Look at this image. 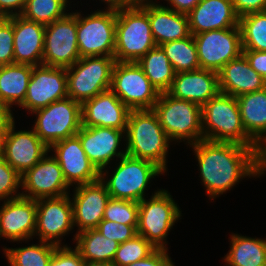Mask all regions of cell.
<instances>
[{"label": "cell", "mask_w": 266, "mask_h": 266, "mask_svg": "<svg viewBox=\"0 0 266 266\" xmlns=\"http://www.w3.org/2000/svg\"><path fill=\"white\" fill-rule=\"evenodd\" d=\"M190 147L198 161L201 185H204L209 200L227 193L245 177L256 178L253 147L204 139Z\"/></svg>", "instance_id": "6da1fadb"}, {"label": "cell", "mask_w": 266, "mask_h": 266, "mask_svg": "<svg viewBox=\"0 0 266 266\" xmlns=\"http://www.w3.org/2000/svg\"><path fill=\"white\" fill-rule=\"evenodd\" d=\"M125 140L127 155L150 161L167 171L171 141L153 109L130 111Z\"/></svg>", "instance_id": "7a4b0ae2"}, {"label": "cell", "mask_w": 266, "mask_h": 266, "mask_svg": "<svg viewBox=\"0 0 266 266\" xmlns=\"http://www.w3.org/2000/svg\"><path fill=\"white\" fill-rule=\"evenodd\" d=\"M202 133L204 140L254 145L242 125L237 98L222 92L202 106Z\"/></svg>", "instance_id": "3957f363"}, {"label": "cell", "mask_w": 266, "mask_h": 266, "mask_svg": "<svg viewBox=\"0 0 266 266\" xmlns=\"http://www.w3.org/2000/svg\"><path fill=\"white\" fill-rule=\"evenodd\" d=\"M117 161L111 175L108 171L110 166L100 172V180L112 198L140 202L145 198L152 179L165 174L156 164L127 154Z\"/></svg>", "instance_id": "277c9868"}, {"label": "cell", "mask_w": 266, "mask_h": 266, "mask_svg": "<svg viewBox=\"0 0 266 266\" xmlns=\"http://www.w3.org/2000/svg\"><path fill=\"white\" fill-rule=\"evenodd\" d=\"M156 46L148 14L139 5L116 9L114 59L117 62H137Z\"/></svg>", "instance_id": "5b68a950"}, {"label": "cell", "mask_w": 266, "mask_h": 266, "mask_svg": "<svg viewBox=\"0 0 266 266\" xmlns=\"http://www.w3.org/2000/svg\"><path fill=\"white\" fill-rule=\"evenodd\" d=\"M159 123L169 137L174 141L193 145L203 140L202 106L197 103L178 99L168 92L160 93L153 107Z\"/></svg>", "instance_id": "8992f818"}, {"label": "cell", "mask_w": 266, "mask_h": 266, "mask_svg": "<svg viewBox=\"0 0 266 266\" xmlns=\"http://www.w3.org/2000/svg\"><path fill=\"white\" fill-rule=\"evenodd\" d=\"M139 203L137 234L156 249H167V236L181 218V209L166 189H158Z\"/></svg>", "instance_id": "52a82bcc"}, {"label": "cell", "mask_w": 266, "mask_h": 266, "mask_svg": "<svg viewBox=\"0 0 266 266\" xmlns=\"http://www.w3.org/2000/svg\"><path fill=\"white\" fill-rule=\"evenodd\" d=\"M114 56L82 57L66 68L68 97L81 104L111 88Z\"/></svg>", "instance_id": "ba28073f"}, {"label": "cell", "mask_w": 266, "mask_h": 266, "mask_svg": "<svg viewBox=\"0 0 266 266\" xmlns=\"http://www.w3.org/2000/svg\"><path fill=\"white\" fill-rule=\"evenodd\" d=\"M106 9H97L91 14H86L87 16L77 11V43L80 58L114 56L116 9Z\"/></svg>", "instance_id": "9c48e42d"}, {"label": "cell", "mask_w": 266, "mask_h": 266, "mask_svg": "<svg viewBox=\"0 0 266 266\" xmlns=\"http://www.w3.org/2000/svg\"><path fill=\"white\" fill-rule=\"evenodd\" d=\"M29 114L36 115L32 128L48 147L76 136L82 126L81 103L69 97Z\"/></svg>", "instance_id": "30bf717a"}, {"label": "cell", "mask_w": 266, "mask_h": 266, "mask_svg": "<svg viewBox=\"0 0 266 266\" xmlns=\"http://www.w3.org/2000/svg\"><path fill=\"white\" fill-rule=\"evenodd\" d=\"M110 90L130 109H153L160 93L137 62H117Z\"/></svg>", "instance_id": "8fae6325"}, {"label": "cell", "mask_w": 266, "mask_h": 266, "mask_svg": "<svg viewBox=\"0 0 266 266\" xmlns=\"http://www.w3.org/2000/svg\"><path fill=\"white\" fill-rule=\"evenodd\" d=\"M80 59L77 43V10L45 25L42 64L68 68Z\"/></svg>", "instance_id": "7c38bea8"}, {"label": "cell", "mask_w": 266, "mask_h": 266, "mask_svg": "<svg viewBox=\"0 0 266 266\" xmlns=\"http://www.w3.org/2000/svg\"><path fill=\"white\" fill-rule=\"evenodd\" d=\"M200 69L218 73L243 53L240 27L205 31L193 35Z\"/></svg>", "instance_id": "4fadbf2b"}, {"label": "cell", "mask_w": 266, "mask_h": 266, "mask_svg": "<svg viewBox=\"0 0 266 266\" xmlns=\"http://www.w3.org/2000/svg\"><path fill=\"white\" fill-rule=\"evenodd\" d=\"M70 193L61 197L36 200L35 236L38 241L62 246V238L74 230Z\"/></svg>", "instance_id": "5bb4252c"}, {"label": "cell", "mask_w": 266, "mask_h": 266, "mask_svg": "<svg viewBox=\"0 0 266 266\" xmlns=\"http://www.w3.org/2000/svg\"><path fill=\"white\" fill-rule=\"evenodd\" d=\"M68 97L66 68L46 65L33 66L23 110L33 111Z\"/></svg>", "instance_id": "9a60e30c"}, {"label": "cell", "mask_w": 266, "mask_h": 266, "mask_svg": "<svg viewBox=\"0 0 266 266\" xmlns=\"http://www.w3.org/2000/svg\"><path fill=\"white\" fill-rule=\"evenodd\" d=\"M46 154L37 164L21 175L22 197L39 200L70 193L57 160ZM69 190V191H68Z\"/></svg>", "instance_id": "2e32d148"}, {"label": "cell", "mask_w": 266, "mask_h": 266, "mask_svg": "<svg viewBox=\"0 0 266 266\" xmlns=\"http://www.w3.org/2000/svg\"><path fill=\"white\" fill-rule=\"evenodd\" d=\"M15 129V119H13L5 130L1 155L22 175L49 153V147L33 128L20 131Z\"/></svg>", "instance_id": "e0dca14e"}, {"label": "cell", "mask_w": 266, "mask_h": 266, "mask_svg": "<svg viewBox=\"0 0 266 266\" xmlns=\"http://www.w3.org/2000/svg\"><path fill=\"white\" fill-rule=\"evenodd\" d=\"M125 131L108 127L81 126L76 136L90 162L101 172L114 163L112 161L115 158L119 160L126 154L125 147L121 149L122 143L126 141Z\"/></svg>", "instance_id": "ac0fdd59"}, {"label": "cell", "mask_w": 266, "mask_h": 266, "mask_svg": "<svg viewBox=\"0 0 266 266\" xmlns=\"http://www.w3.org/2000/svg\"><path fill=\"white\" fill-rule=\"evenodd\" d=\"M59 163L69 186L92 183L100 179V172L90 162L77 136L55 142L49 152Z\"/></svg>", "instance_id": "d6986e66"}, {"label": "cell", "mask_w": 266, "mask_h": 266, "mask_svg": "<svg viewBox=\"0 0 266 266\" xmlns=\"http://www.w3.org/2000/svg\"><path fill=\"white\" fill-rule=\"evenodd\" d=\"M73 189L71 203L74 227H78L76 233L97 228L110 199L106 185L99 179Z\"/></svg>", "instance_id": "ffe728a7"}, {"label": "cell", "mask_w": 266, "mask_h": 266, "mask_svg": "<svg viewBox=\"0 0 266 266\" xmlns=\"http://www.w3.org/2000/svg\"><path fill=\"white\" fill-rule=\"evenodd\" d=\"M36 200L18 197L0 206V238L11 242L30 241L35 237Z\"/></svg>", "instance_id": "44dd1931"}, {"label": "cell", "mask_w": 266, "mask_h": 266, "mask_svg": "<svg viewBox=\"0 0 266 266\" xmlns=\"http://www.w3.org/2000/svg\"><path fill=\"white\" fill-rule=\"evenodd\" d=\"M130 111L109 89L81 104L82 126L126 130Z\"/></svg>", "instance_id": "7402d4cb"}, {"label": "cell", "mask_w": 266, "mask_h": 266, "mask_svg": "<svg viewBox=\"0 0 266 266\" xmlns=\"http://www.w3.org/2000/svg\"><path fill=\"white\" fill-rule=\"evenodd\" d=\"M187 15L192 35L239 26L232 0H201Z\"/></svg>", "instance_id": "603a6c76"}, {"label": "cell", "mask_w": 266, "mask_h": 266, "mask_svg": "<svg viewBox=\"0 0 266 266\" xmlns=\"http://www.w3.org/2000/svg\"><path fill=\"white\" fill-rule=\"evenodd\" d=\"M220 92L218 73L198 69L175 74L168 93L175 98L203 106Z\"/></svg>", "instance_id": "cb8c5ba5"}, {"label": "cell", "mask_w": 266, "mask_h": 266, "mask_svg": "<svg viewBox=\"0 0 266 266\" xmlns=\"http://www.w3.org/2000/svg\"><path fill=\"white\" fill-rule=\"evenodd\" d=\"M45 25L14 16V64L42 65Z\"/></svg>", "instance_id": "d4e9b609"}, {"label": "cell", "mask_w": 266, "mask_h": 266, "mask_svg": "<svg viewBox=\"0 0 266 266\" xmlns=\"http://www.w3.org/2000/svg\"><path fill=\"white\" fill-rule=\"evenodd\" d=\"M139 6L148 14L152 35L157 46L191 35L187 14L178 13L158 2Z\"/></svg>", "instance_id": "484cf974"}, {"label": "cell", "mask_w": 266, "mask_h": 266, "mask_svg": "<svg viewBox=\"0 0 266 266\" xmlns=\"http://www.w3.org/2000/svg\"><path fill=\"white\" fill-rule=\"evenodd\" d=\"M218 80L220 92L236 98L266 88L265 79L250 66L243 53L218 72Z\"/></svg>", "instance_id": "4316f807"}, {"label": "cell", "mask_w": 266, "mask_h": 266, "mask_svg": "<svg viewBox=\"0 0 266 266\" xmlns=\"http://www.w3.org/2000/svg\"><path fill=\"white\" fill-rule=\"evenodd\" d=\"M33 66L28 64L3 65L0 69V100L9 108L20 106L26 96Z\"/></svg>", "instance_id": "83f0119b"}, {"label": "cell", "mask_w": 266, "mask_h": 266, "mask_svg": "<svg viewBox=\"0 0 266 266\" xmlns=\"http://www.w3.org/2000/svg\"><path fill=\"white\" fill-rule=\"evenodd\" d=\"M230 250L223 260L226 266H266V238L231 233Z\"/></svg>", "instance_id": "f1b7e54d"}, {"label": "cell", "mask_w": 266, "mask_h": 266, "mask_svg": "<svg viewBox=\"0 0 266 266\" xmlns=\"http://www.w3.org/2000/svg\"><path fill=\"white\" fill-rule=\"evenodd\" d=\"M242 125L255 141L266 132V88L237 97Z\"/></svg>", "instance_id": "f546056e"}, {"label": "cell", "mask_w": 266, "mask_h": 266, "mask_svg": "<svg viewBox=\"0 0 266 266\" xmlns=\"http://www.w3.org/2000/svg\"><path fill=\"white\" fill-rule=\"evenodd\" d=\"M74 246L83 260L110 263L119 247L117 241L107 239L96 228L88 229L74 235Z\"/></svg>", "instance_id": "4dcf8cb0"}, {"label": "cell", "mask_w": 266, "mask_h": 266, "mask_svg": "<svg viewBox=\"0 0 266 266\" xmlns=\"http://www.w3.org/2000/svg\"><path fill=\"white\" fill-rule=\"evenodd\" d=\"M137 64L159 93L169 91L176 72L160 46L148 51L137 61Z\"/></svg>", "instance_id": "1f68e13d"}, {"label": "cell", "mask_w": 266, "mask_h": 266, "mask_svg": "<svg viewBox=\"0 0 266 266\" xmlns=\"http://www.w3.org/2000/svg\"><path fill=\"white\" fill-rule=\"evenodd\" d=\"M17 248L4 247L5 257L10 266H48L57 245L38 241Z\"/></svg>", "instance_id": "d6a6232c"}, {"label": "cell", "mask_w": 266, "mask_h": 266, "mask_svg": "<svg viewBox=\"0 0 266 266\" xmlns=\"http://www.w3.org/2000/svg\"><path fill=\"white\" fill-rule=\"evenodd\" d=\"M176 73L200 69L193 35L160 45Z\"/></svg>", "instance_id": "836d02e7"}, {"label": "cell", "mask_w": 266, "mask_h": 266, "mask_svg": "<svg viewBox=\"0 0 266 266\" xmlns=\"http://www.w3.org/2000/svg\"><path fill=\"white\" fill-rule=\"evenodd\" d=\"M242 49L266 51V11L239 18Z\"/></svg>", "instance_id": "e575fe53"}, {"label": "cell", "mask_w": 266, "mask_h": 266, "mask_svg": "<svg viewBox=\"0 0 266 266\" xmlns=\"http://www.w3.org/2000/svg\"><path fill=\"white\" fill-rule=\"evenodd\" d=\"M69 2V0H27L21 16L25 19L48 25L68 14L67 7L70 6Z\"/></svg>", "instance_id": "d590c367"}, {"label": "cell", "mask_w": 266, "mask_h": 266, "mask_svg": "<svg viewBox=\"0 0 266 266\" xmlns=\"http://www.w3.org/2000/svg\"><path fill=\"white\" fill-rule=\"evenodd\" d=\"M156 248L143 236L136 235L131 240L120 243L112 261V266H126L147 258Z\"/></svg>", "instance_id": "8d00e7d4"}, {"label": "cell", "mask_w": 266, "mask_h": 266, "mask_svg": "<svg viewBox=\"0 0 266 266\" xmlns=\"http://www.w3.org/2000/svg\"><path fill=\"white\" fill-rule=\"evenodd\" d=\"M139 203L110 197L103 219L125 225H138Z\"/></svg>", "instance_id": "74e56055"}, {"label": "cell", "mask_w": 266, "mask_h": 266, "mask_svg": "<svg viewBox=\"0 0 266 266\" xmlns=\"http://www.w3.org/2000/svg\"><path fill=\"white\" fill-rule=\"evenodd\" d=\"M21 175L0 155V201L22 196Z\"/></svg>", "instance_id": "f35d334b"}, {"label": "cell", "mask_w": 266, "mask_h": 266, "mask_svg": "<svg viewBox=\"0 0 266 266\" xmlns=\"http://www.w3.org/2000/svg\"><path fill=\"white\" fill-rule=\"evenodd\" d=\"M14 16L0 17V63L14 64Z\"/></svg>", "instance_id": "ab89813d"}, {"label": "cell", "mask_w": 266, "mask_h": 266, "mask_svg": "<svg viewBox=\"0 0 266 266\" xmlns=\"http://www.w3.org/2000/svg\"><path fill=\"white\" fill-rule=\"evenodd\" d=\"M138 225L118 224L109 220H102L96 228L104 237L117 241L119 244L131 240L137 235Z\"/></svg>", "instance_id": "60d3db41"}, {"label": "cell", "mask_w": 266, "mask_h": 266, "mask_svg": "<svg viewBox=\"0 0 266 266\" xmlns=\"http://www.w3.org/2000/svg\"><path fill=\"white\" fill-rule=\"evenodd\" d=\"M83 259L79 251L74 247L68 246L67 243L57 246L48 266H82Z\"/></svg>", "instance_id": "b9f144b4"}, {"label": "cell", "mask_w": 266, "mask_h": 266, "mask_svg": "<svg viewBox=\"0 0 266 266\" xmlns=\"http://www.w3.org/2000/svg\"><path fill=\"white\" fill-rule=\"evenodd\" d=\"M253 167L257 178L266 174V132L261 134L253 145Z\"/></svg>", "instance_id": "7bdbcfd3"}, {"label": "cell", "mask_w": 266, "mask_h": 266, "mask_svg": "<svg viewBox=\"0 0 266 266\" xmlns=\"http://www.w3.org/2000/svg\"><path fill=\"white\" fill-rule=\"evenodd\" d=\"M126 266H175L167 249H156L147 258Z\"/></svg>", "instance_id": "ee69618b"}, {"label": "cell", "mask_w": 266, "mask_h": 266, "mask_svg": "<svg viewBox=\"0 0 266 266\" xmlns=\"http://www.w3.org/2000/svg\"><path fill=\"white\" fill-rule=\"evenodd\" d=\"M234 10L240 17L266 11V0H232Z\"/></svg>", "instance_id": "f6af8a7d"}, {"label": "cell", "mask_w": 266, "mask_h": 266, "mask_svg": "<svg viewBox=\"0 0 266 266\" xmlns=\"http://www.w3.org/2000/svg\"><path fill=\"white\" fill-rule=\"evenodd\" d=\"M250 66L266 81V51L243 50Z\"/></svg>", "instance_id": "bcb514c9"}, {"label": "cell", "mask_w": 266, "mask_h": 266, "mask_svg": "<svg viewBox=\"0 0 266 266\" xmlns=\"http://www.w3.org/2000/svg\"><path fill=\"white\" fill-rule=\"evenodd\" d=\"M27 0H0V17L21 15Z\"/></svg>", "instance_id": "7dc6e473"}, {"label": "cell", "mask_w": 266, "mask_h": 266, "mask_svg": "<svg viewBox=\"0 0 266 266\" xmlns=\"http://www.w3.org/2000/svg\"><path fill=\"white\" fill-rule=\"evenodd\" d=\"M168 2L167 8L178 13L188 14L201 0H165Z\"/></svg>", "instance_id": "c3c4849f"}, {"label": "cell", "mask_w": 266, "mask_h": 266, "mask_svg": "<svg viewBox=\"0 0 266 266\" xmlns=\"http://www.w3.org/2000/svg\"><path fill=\"white\" fill-rule=\"evenodd\" d=\"M14 113L0 100V126H8L14 119Z\"/></svg>", "instance_id": "681fc988"}, {"label": "cell", "mask_w": 266, "mask_h": 266, "mask_svg": "<svg viewBox=\"0 0 266 266\" xmlns=\"http://www.w3.org/2000/svg\"><path fill=\"white\" fill-rule=\"evenodd\" d=\"M106 4V8L119 9L122 7L130 6L129 0H99Z\"/></svg>", "instance_id": "f907efd6"}, {"label": "cell", "mask_w": 266, "mask_h": 266, "mask_svg": "<svg viewBox=\"0 0 266 266\" xmlns=\"http://www.w3.org/2000/svg\"><path fill=\"white\" fill-rule=\"evenodd\" d=\"M82 266H112V264L84 260Z\"/></svg>", "instance_id": "816d5d0a"}, {"label": "cell", "mask_w": 266, "mask_h": 266, "mask_svg": "<svg viewBox=\"0 0 266 266\" xmlns=\"http://www.w3.org/2000/svg\"><path fill=\"white\" fill-rule=\"evenodd\" d=\"M7 127L8 126H0V155L2 154L3 151V138Z\"/></svg>", "instance_id": "f5cc1de1"}, {"label": "cell", "mask_w": 266, "mask_h": 266, "mask_svg": "<svg viewBox=\"0 0 266 266\" xmlns=\"http://www.w3.org/2000/svg\"><path fill=\"white\" fill-rule=\"evenodd\" d=\"M130 1V5H142V4H146V3H157V1H153V0H129Z\"/></svg>", "instance_id": "db71d44e"}]
</instances>
